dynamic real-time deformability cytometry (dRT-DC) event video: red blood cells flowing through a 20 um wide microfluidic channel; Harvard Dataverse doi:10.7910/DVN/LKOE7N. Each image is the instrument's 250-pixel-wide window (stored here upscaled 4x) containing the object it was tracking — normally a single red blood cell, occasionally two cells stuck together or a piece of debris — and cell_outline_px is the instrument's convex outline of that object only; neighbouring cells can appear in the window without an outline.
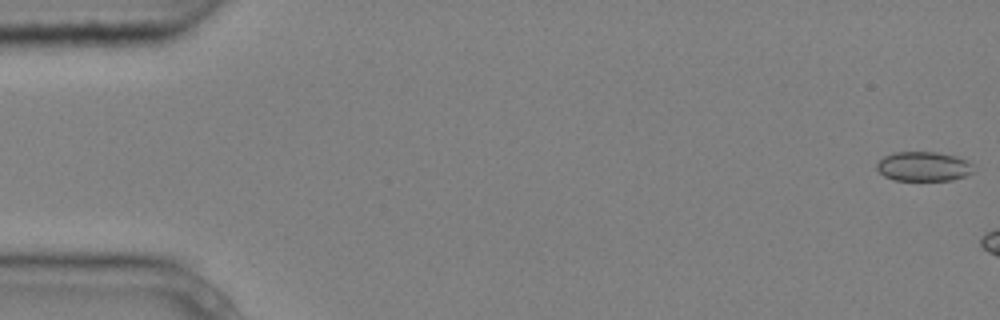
{"species": "common noctule bat (a hibernating species)", "species_latin": "Nyctalus noctula", "temperature_condition": "cold", "stored_images_in_passage": 3, "camera_frame_rate_fps": 3000, "um_per_image_px": 0.085, "animal": {"sex": "male", "body_mass_g": 20.4}, "frame": {"image": 1, "passage_image": 1, "time_ms": 0.0, "image_size_px": [1000, 320], "cell_outline_px": [[972, 172], [964, 176], [952, 180], [892, 180], [884, 176], [876, 168], [876, 164], [884, 156], [892, 152], [936, 152], [956, 156], [968, 160], [972, 164]], "centroid_in_image_um": [78.48, 14.14], "position_along_channel_um": 6.5, "area_um2": 16.65}}